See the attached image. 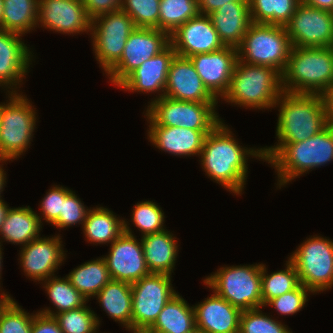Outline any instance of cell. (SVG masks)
Here are the masks:
<instances>
[{
	"label": "cell",
	"instance_id": "1",
	"mask_svg": "<svg viewBox=\"0 0 333 333\" xmlns=\"http://www.w3.org/2000/svg\"><path fill=\"white\" fill-rule=\"evenodd\" d=\"M234 136L224 120L221 121L206 135L199 162L210 180L238 196L246 187L248 158L264 161V157L262 148L243 147Z\"/></svg>",
	"mask_w": 333,
	"mask_h": 333
},
{
	"label": "cell",
	"instance_id": "2",
	"mask_svg": "<svg viewBox=\"0 0 333 333\" xmlns=\"http://www.w3.org/2000/svg\"><path fill=\"white\" fill-rule=\"evenodd\" d=\"M275 108H279L274 146L262 147L264 162H269L287 143L304 141L322 131L326 125L323 96L282 92Z\"/></svg>",
	"mask_w": 333,
	"mask_h": 333
},
{
	"label": "cell",
	"instance_id": "3",
	"mask_svg": "<svg viewBox=\"0 0 333 333\" xmlns=\"http://www.w3.org/2000/svg\"><path fill=\"white\" fill-rule=\"evenodd\" d=\"M333 88V47H292L282 73L284 92L323 95Z\"/></svg>",
	"mask_w": 333,
	"mask_h": 333
},
{
	"label": "cell",
	"instance_id": "4",
	"mask_svg": "<svg viewBox=\"0 0 333 333\" xmlns=\"http://www.w3.org/2000/svg\"><path fill=\"white\" fill-rule=\"evenodd\" d=\"M282 92V74L278 70L238 60L222 99L235 106L263 111L274 108Z\"/></svg>",
	"mask_w": 333,
	"mask_h": 333
},
{
	"label": "cell",
	"instance_id": "5",
	"mask_svg": "<svg viewBox=\"0 0 333 333\" xmlns=\"http://www.w3.org/2000/svg\"><path fill=\"white\" fill-rule=\"evenodd\" d=\"M333 161V128L326 126L312 137L297 143H287L269 162L277 174L276 188L309 171Z\"/></svg>",
	"mask_w": 333,
	"mask_h": 333
},
{
	"label": "cell",
	"instance_id": "6",
	"mask_svg": "<svg viewBox=\"0 0 333 333\" xmlns=\"http://www.w3.org/2000/svg\"><path fill=\"white\" fill-rule=\"evenodd\" d=\"M0 105V158L10 162L21 158L34 137L37 110L21 93H7Z\"/></svg>",
	"mask_w": 333,
	"mask_h": 333
},
{
	"label": "cell",
	"instance_id": "7",
	"mask_svg": "<svg viewBox=\"0 0 333 333\" xmlns=\"http://www.w3.org/2000/svg\"><path fill=\"white\" fill-rule=\"evenodd\" d=\"M262 263L218 268L204 285L241 311L262 308Z\"/></svg>",
	"mask_w": 333,
	"mask_h": 333
},
{
	"label": "cell",
	"instance_id": "8",
	"mask_svg": "<svg viewBox=\"0 0 333 333\" xmlns=\"http://www.w3.org/2000/svg\"><path fill=\"white\" fill-rule=\"evenodd\" d=\"M291 48L285 26L252 23L237 48L238 60L270 66L282 74Z\"/></svg>",
	"mask_w": 333,
	"mask_h": 333
},
{
	"label": "cell",
	"instance_id": "9",
	"mask_svg": "<svg viewBox=\"0 0 333 333\" xmlns=\"http://www.w3.org/2000/svg\"><path fill=\"white\" fill-rule=\"evenodd\" d=\"M300 284L317 294L333 287V240L319 235L306 238L288 257Z\"/></svg>",
	"mask_w": 333,
	"mask_h": 333
},
{
	"label": "cell",
	"instance_id": "10",
	"mask_svg": "<svg viewBox=\"0 0 333 333\" xmlns=\"http://www.w3.org/2000/svg\"><path fill=\"white\" fill-rule=\"evenodd\" d=\"M148 103L143 113L159 126L213 130L222 121L216 111L218 102L178 101L163 96Z\"/></svg>",
	"mask_w": 333,
	"mask_h": 333
},
{
	"label": "cell",
	"instance_id": "11",
	"mask_svg": "<svg viewBox=\"0 0 333 333\" xmlns=\"http://www.w3.org/2000/svg\"><path fill=\"white\" fill-rule=\"evenodd\" d=\"M137 28L132 18L122 9L102 14L91 21L93 53L103 74L121 58L130 33Z\"/></svg>",
	"mask_w": 333,
	"mask_h": 333
},
{
	"label": "cell",
	"instance_id": "12",
	"mask_svg": "<svg viewBox=\"0 0 333 333\" xmlns=\"http://www.w3.org/2000/svg\"><path fill=\"white\" fill-rule=\"evenodd\" d=\"M172 276L150 273L131 285L132 330L150 328L164 306L178 293L173 289Z\"/></svg>",
	"mask_w": 333,
	"mask_h": 333
},
{
	"label": "cell",
	"instance_id": "13",
	"mask_svg": "<svg viewBox=\"0 0 333 333\" xmlns=\"http://www.w3.org/2000/svg\"><path fill=\"white\" fill-rule=\"evenodd\" d=\"M170 35L157 28H135L129 35L120 60L105 74L112 85L119 86L143 62L163 51Z\"/></svg>",
	"mask_w": 333,
	"mask_h": 333
},
{
	"label": "cell",
	"instance_id": "14",
	"mask_svg": "<svg viewBox=\"0 0 333 333\" xmlns=\"http://www.w3.org/2000/svg\"><path fill=\"white\" fill-rule=\"evenodd\" d=\"M285 28L292 47H333V12L301 1Z\"/></svg>",
	"mask_w": 333,
	"mask_h": 333
},
{
	"label": "cell",
	"instance_id": "15",
	"mask_svg": "<svg viewBox=\"0 0 333 333\" xmlns=\"http://www.w3.org/2000/svg\"><path fill=\"white\" fill-rule=\"evenodd\" d=\"M129 222L124 219V232L110 244L103 256L112 280L133 284L150 274L145 262L142 241L137 240Z\"/></svg>",
	"mask_w": 333,
	"mask_h": 333
},
{
	"label": "cell",
	"instance_id": "16",
	"mask_svg": "<svg viewBox=\"0 0 333 333\" xmlns=\"http://www.w3.org/2000/svg\"><path fill=\"white\" fill-rule=\"evenodd\" d=\"M60 234L38 237L19 251V263L25 276L35 282L47 280L66 260L67 251L63 248Z\"/></svg>",
	"mask_w": 333,
	"mask_h": 333
},
{
	"label": "cell",
	"instance_id": "17",
	"mask_svg": "<svg viewBox=\"0 0 333 333\" xmlns=\"http://www.w3.org/2000/svg\"><path fill=\"white\" fill-rule=\"evenodd\" d=\"M91 21L81 0H39L38 27L74 36L91 33Z\"/></svg>",
	"mask_w": 333,
	"mask_h": 333
},
{
	"label": "cell",
	"instance_id": "18",
	"mask_svg": "<svg viewBox=\"0 0 333 333\" xmlns=\"http://www.w3.org/2000/svg\"><path fill=\"white\" fill-rule=\"evenodd\" d=\"M23 35L0 29V87L8 93L21 92L18 88L32 65V50L22 41ZM9 89V90H8Z\"/></svg>",
	"mask_w": 333,
	"mask_h": 333
},
{
	"label": "cell",
	"instance_id": "19",
	"mask_svg": "<svg viewBox=\"0 0 333 333\" xmlns=\"http://www.w3.org/2000/svg\"><path fill=\"white\" fill-rule=\"evenodd\" d=\"M170 44L176 55L189 58L225 47L209 15L198 14L179 26L170 35Z\"/></svg>",
	"mask_w": 333,
	"mask_h": 333
},
{
	"label": "cell",
	"instance_id": "20",
	"mask_svg": "<svg viewBox=\"0 0 333 333\" xmlns=\"http://www.w3.org/2000/svg\"><path fill=\"white\" fill-rule=\"evenodd\" d=\"M189 59L204 86L220 101L229 89L232 73L238 61V50L225 46L214 52L193 55Z\"/></svg>",
	"mask_w": 333,
	"mask_h": 333
},
{
	"label": "cell",
	"instance_id": "21",
	"mask_svg": "<svg viewBox=\"0 0 333 333\" xmlns=\"http://www.w3.org/2000/svg\"><path fill=\"white\" fill-rule=\"evenodd\" d=\"M147 139L153 146L174 156L199 157L205 137L212 130H193L190 128L157 125L146 113Z\"/></svg>",
	"mask_w": 333,
	"mask_h": 333
},
{
	"label": "cell",
	"instance_id": "22",
	"mask_svg": "<svg viewBox=\"0 0 333 333\" xmlns=\"http://www.w3.org/2000/svg\"><path fill=\"white\" fill-rule=\"evenodd\" d=\"M164 96L178 101L218 102L204 86L191 60L178 55L171 60Z\"/></svg>",
	"mask_w": 333,
	"mask_h": 333
},
{
	"label": "cell",
	"instance_id": "23",
	"mask_svg": "<svg viewBox=\"0 0 333 333\" xmlns=\"http://www.w3.org/2000/svg\"><path fill=\"white\" fill-rule=\"evenodd\" d=\"M176 55L169 44L163 51L143 62L118 87L124 91L153 93L154 99L165 95V86L171 60Z\"/></svg>",
	"mask_w": 333,
	"mask_h": 333
},
{
	"label": "cell",
	"instance_id": "24",
	"mask_svg": "<svg viewBox=\"0 0 333 333\" xmlns=\"http://www.w3.org/2000/svg\"><path fill=\"white\" fill-rule=\"evenodd\" d=\"M195 324L205 333H239L241 310L216 295L193 305Z\"/></svg>",
	"mask_w": 333,
	"mask_h": 333
},
{
	"label": "cell",
	"instance_id": "25",
	"mask_svg": "<svg viewBox=\"0 0 333 333\" xmlns=\"http://www.w3.org/2000/svg\"><path fill=\"white\" fill-rule=\"evenodd\" d=\"M209 17L223 44L236 49L252 24L249 2H229Z\"/></svg>",
	"mask_w": 333,
	"mask_h": 333
},
{
	"label": "cell",
	"instance_id": "26",
	"mask_svg": "<svg viewBox=\"0 0 333 333\" xmlns=\"http://www.w3.org/2000/svg\"><path fill=\"white\" fill-rule=\"evenodd\" d=\"M145 262L150 273L172 275L178 256V241L167 229L141 237Z\"/></svg>",
	"mask_w": 333,
	"mask_h": 333
},
{
	"label": "cell",
	"instance_id": "27",
	"mask_svg": "<svg viewBox=\"0 0 333 333\" xmlns=\"http://www.w3.org/2000/svg\"><path fill=\"white\" fill-rule=\"evenodd\" d=\"M37 214L30 206L9 207L0 228V245L6 241L21 247L40 237L42 224Z\"/></svg>",
	"mask_w": 333,
	"mask_h": 333
},
{
	"label": "cell",
	"instance_id": "28",
	"mask_svg": "<svg viewBox=\"0 0 333 333\" xmlns=\"http://www.w3.org/2000/svg\"><path fill=\"white\" fill-rule=\"evenodd\" d=\"M99 306L114 321L132 330V290L131 284L111 280L94 297Z\"/></svg>",
	"mask_w": 333,
	"mask_h": 333
},
{
	"label": "cell",
	"instance_id": "29",
	"mask_svg": "<svg viewBox=\"0 0 333 333\" xmlns=\"http://www.w3.org/2000/svg\"><path fill=\"white\" fill-rule=\"evenodd\" d=\"M118 217L103 206L90 207L82 228L85 240L95 245L111 244L124 232V218Z\"/></svg>",
	"mask_w": 333,
	"mask_h": 333
},
{
	"label": "cell",
	"instance_id": "30",
	"mask_svg": "<svg viewBox=\"0 0 333 333\" xmlns=\"http://www.w3.org/2000/svg\"><path fill=\"white\" fill-rule=\"evenodd\" d=\"M72 286L88 301L112 280L104 257H99L74 268L66 275Z\"/></svg>",
	"mask_w": 333,
	"mask_h": 333
},
{
	"label": "cell",
	"instance_id": "31",
	"mask_svg": "<svg viewBox=\"0 0 333 333\" xmlns=\"http://www.w3.org/2000/svg\"><path fill=\"white\" fill-rule=\"evenodd\" d=\"M196 327L193 305L177 293L162 309L150 327L159 333H186Z\"/></svg>",
	"mask_w": 333,
	"mask_h": 333
},
{
	"label": "cell",
	"instance_id": "32",
	"mask_svg": "<svg viewBox=\"0 0 333 333\" xmlns=\"http://www.w3.org/2000/svg\"><path fill=\"white\" fill-rule=\"evenodd\" d=\"M39 0H3L0 29L25 35L37 27Z\"/></svg>",
	"mask_w": 333,
	"mask_h": 333
},
{
	"label": "cell",
	"instance_id": "33",
	"mask_svg": "<svg viewBox=\"0 0 333 333\" xmlns=\"http://www.w3.org/2000/svg\"><path fill=\"white\" fill-rule=\"evenodd\" d=\"M40 283L49 296L52 305L55 306V309L51 310L50 307H46L38 310L37 312L39 313L54 317L61 312L83 307L89 302L72 286L66 276L58 278L57 275H54Z\"/></svg>",
	"mask_w": 333,
	"mask_h": 333
},
{
	"label": "cell",
	"instance_id": "34",
	"mask_svg": "<svg viewBox=\"0 0 333 333\" xmlns=\"http://www.w3.org/2000/svg\"><path fill=\"white\" fill-rule=\"evenodd\" d=\"M302 0H249L252 23L285 26Z\"/></svg>",
	"mask_w": 333,
	"mask_h": 333
},
{
	"label": "cell",
	"instance_id": "35",
	"mask_svg": "<svg viewBox=\"0 0 333 333\" xmlns=\"http://www.w3.org/2000/svg\"><path fill=\"white\" fill-rule=\"evenodd\" d=\"M265 265L262 263L261 269L262 308L273 298L288 293L300 285L297 270L289 259L285 263V269L270 274Z\"/></svg>",
	"mask_w": 333,
	"mask_h": 333
},
{
	"label": "cell",
	"instance_id": "36",
	"mask_svg": "<svg viewBox=\"0 0 333 333\" xmlns=\"http://www.w3.org/2000/svg\"><path fill=\"white\" fill-rule=\"evenodd\" d=\"M159 8V30L169 35L199 14L197 0H160Z\"/></svg>",
	"mask_w": 333,
	"mask_h": 333
},
{
	"label": "cell",
	"instance_id": "37",
	"mask_svg": "<svg viewBox=\"0 0 333 333\" xmlns=\"http://www.w3.org/2000/svg\"><path fill=\"white\" fill-rule=\"evenodd\" d=\"M54 318L63 333H98L101 324L99 316L87 304L56 314Z\"/></svg>",
	"mask_w": 333,
	"mask_h": 333
},
{
	"label": "cell",
	"instance_id": "38",
	"mask_svg": "<svg viewBox=\"0 0 333 333\" xmlns=\"http://www.w3.org/2000/svg\"><path fill=\"white\" fill-rule=\"evenodd\" d=\"M165 214L160 206L153 201H141L133 206L131 221L141 232V237L147 234L166 230Z\"/></svg>",
	"mask_w": 333,
	"mask_h": 333
},
{
	"label": "cell",
	"instance_id": "39",
	"mask_svg": "<svg viewBox=\"0 0 333 333\" xmlns=\"http://www.w3.org/2000/svg\"><path fill=\"white\" fill-rule=\"evenodd\" d=\"M262 309L241 312L239 333H292L288 326L266 315Z\"/></svg>",
	"mask_w": 333,
	"mask_h": 333
},
{
	"label": "cell",
	"instance_id": "40",
	"mask_svg": "<svg viewBox=\"0 0 333 333\" xmlns=\"http://www.w3.org/2000/svg\"><path fill=\"white\" fill-rule=\"evenodd\" d=\"M160 0H122L121 9L136 27L159 29Z\"/></svg>",
	"mask_w": 333,
	"mask_h": 333
},
{
	"label": "cell",
	"instance_id": "41",
	"mask_svg": "<svg viewBox=\"0 0 333 333\" xmlns=\"http://www.w3.org/2000/svg\"><path fill=\"white\" fill-rule=\"evenodd\" d=\"M34 314L12 298L0 311V333H31Z\"/></svg>",
	"mask_w": 333,
	"mask_h": 333
},
{
	"label": "cell",
	"instance_id": "42",
	"mask_svg": "<svg viewBox=\"0 0 333 333\" xmlns=\"http://www.w3.org/2000/svg\"><path fill=\"white\" fill-rule=\"evenodd\" d=\"M90 209L82 203L80 198L74 191L70 190L64 198H62V207L58 219L52 224L54 228L64 229L70 226L84 225L87 213Z\"/></svg>",
	"mask_w": 333,
	"mask_h": 333
},
{
	"label": "cell",
	"instance_id": "43",
	"mask_svg": "<svg viewBox=\"0 0 333 333\" xmlns=\"http://www.w3.org/2000/svg\"><path fill=\"white\" fill-rule=\"evenodd\" d=\"M310 293L312 294L313 292L300 284L296 289L273 298L265 307H273L283 316L294 315L305 307L306 302L309 300L308 297Z\"/></svg>",
	"mask_w": 333,
	"mask_h": 333
},
{
	"label": "cell",
	"instance_id": "44",
	"mask_svg": "<svg viewBox=\"0 0 333 333\" xmlns=\"http://www.w3.org/2000/svg\"><path fill=\"white\" fill-rule=\"evenodd\" d=\"M67 187L60 185H52V187L46 192V195L40 201V219L41 224L43 221L52 225L59 217L62 207V198L70 191ZM43 220V221H42Z\"/></svg>",
	"mask_w": 333,
	"mask_h": 333
},
{
	"label": "cell",
	"instance_id": "45",
	"mask_svg": "<svg viewBox=\"0 0 333 333\" xmlns=\"http://www.w3.org/2000/svg\"><path fill=\"white\" fill-rule=\"evenodd\" d=\"M85 6L87 15L92 20L102 14L121 9L122 0H81Z\"/></svg>",
	"mask_w": 333,
	"mask_h": 333
},
{
	"label": "cell",
	"instance_id": "46",
	"mask_svg": "<svg viewBox=\"0 0 333 333\" xmlns=\"http://www.w3.org/2000/svg\"><path fill=\"white\" fill-rule=\"evenodd\" d=\"M31 333H63L57 320L53 316H48L39 312L33 315Z\"/></svg>",
	"mask_w": 333,
	"mask_h": 333
},
{
	"label": "cell",
	"instance_id": "47",
	"mask_svg": "<svg viewBox=\"0 0 333 333\" xmlns=\"http://www.w3.org/2000/svg\"><path fill=\"white\" fill-rule=\"evenodd\" d=\"M229 2H249V0H197L200 14L210 15Z\"/></svg>",
	"mask_w": 333,
	"mask_h": 333
},
{
	"label": "cell",
	"instance_id": "48",
	"mask_svg": "<svg viewBox=\"0 0 333 333\" xmlns=\"http://www.w3.org/2000/svg\"><path fill=\"white\" fill-rule=\"evenodd\" d=\"M322 96L326 111V125L333 128V88L328 90Z\"/></svg>",
	"mask_w": 333,
	"mask_h": 333
},
{
	"label": "cell",
	"instance_id": "49",
	"mask_svg": "<svg viewBox=\"0 0 333 333\" xmlns=\"http://www.w3.org/2000/svg\"><path fill=\"white\" fill-rule=\"evenodd\" d=\"M309 6L333 12V0H302Z\"/></svg>",
	"mask_w": 333,
	"mask_h": 333
},
{
	"label": "cell",
	"instance_id": "50",
	"mask_svg": "<svg viewBox=\"0 0 333 333\" xmlns=\"http://www.w3.org/2000/svg\"><path fill=\"white\" fill-rule=\"evenodd\" d=\"M8 160L6 159H3V158H0V199H2L3 197L1 196V194L3 193L4 191V188L6 185V180H7V177H6V171H4L5 169H3V163L6 164Z\"/></svg>",
	"mask_w": 333,
	"mask_h": 333
},
{
	"label": "cell",
	"instance_id": "51",
	"mask_svg": "<svg viewBox=\"0 0 333 333\" xmlns=\"http://www.w3.org/2000/svg\"><path fill=\"white\" fill-rule=\"evenodd\" d=\"M8 209H9L8 204L3 199H0V228L4 222Z\"/></svg>",
	"mask_w": 333,
	"mask_h": 333
},
{
	"label": "cell",
	"instance_id": "52",
	"mask_svg": "<svg viewBox=\"0 0 333 333\" xmlns=\"http://www.w3.org/2000/svg\"><path fill=\"white\" fill-rule=\"evenodd\" d=\"M12 299V296L10 294L1 293L0 292V311L3 309V307Z\"/></svg>",
	"mask_w": 333,
	"mask_h": 333
},
{
	"label": "cell",
	"instance_id": "53",
	"mask_svg": "<svg viewBox=\"0 0 333 333\" xmlns=\"http://www.w3.org/2000/svg\"><path fill=\"white\" fill-rule=\"evenodd\" d=\"M129 331H131V333H159L152 330L151 328H137Z\"/></svg>",
	"mask_w": 333,
	"mask_h": 333
},
{
	"label": "cell",
	"instance_id": "54",
	"mask_svg": "<svg viewBox=\"0 0 333 333\" xmlns=\"http://www.w3.org/2000/svg\"><path fill=\"white\" fill-rule=\"evenodd\" d=\"M3 247L0 245V280H1V274H2V262H3V249H2ZM0 285H1V283H0ZM1 287L2 286H0V292L1 293H5V290L3 291L2 289H1ZM3 291V292H2Z\"/></svg>",
	"mask_w": 333,
	"mask_h": 333
},
{
	"label": "cell",
	"instance_id": "55",
	"mask_svg": "<svg viewBox=\"0 0 333 333\" xmlns=\"http://www.w3.org/2000/svg\"><path fill=\"white\" fill-rule=\"evenodd\" d=\"M186 333H205L201 329H199L197 326L193 328L191 331L186 332Z\"/></svg>",
	"mask_w": 333,
	"mask_h": 333
},
{
	"label": "cell",
	"instance_id": "56",
	"mask_svg": "<svg viewBox=\"0 0 333 333\" xmlns=\"http://www.w3.org/2000/svg\"><path fill=\"white\" fill-rule=\"evenodd\" d=\"M2 10H3V0H0V22L2 18Z\"/></svg>",
	"mask_w": 333,
	"mask_h": 333
}]
</instances>
